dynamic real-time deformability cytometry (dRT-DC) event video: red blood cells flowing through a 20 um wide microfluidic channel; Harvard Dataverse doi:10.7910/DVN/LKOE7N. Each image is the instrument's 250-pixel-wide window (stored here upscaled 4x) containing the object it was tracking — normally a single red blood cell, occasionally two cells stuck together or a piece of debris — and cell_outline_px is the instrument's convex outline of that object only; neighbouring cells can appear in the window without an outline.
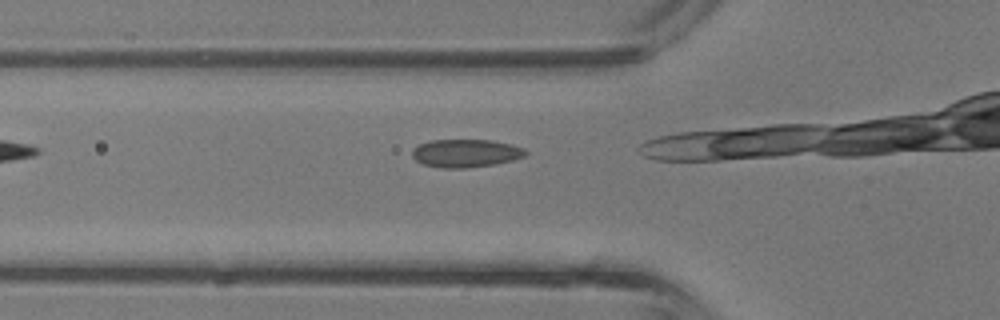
{"species": "common noctule bat (a hibernating species)", "species_latin": "Nyctalus noctula", "temperature_condition": "room temperature", "stored_images_in_passage": 5, "camera_frame_rate_fps": 3000, "um_per_image_px": 0.085, "animal": {"sex": "male", "body_mass_g": 13.3}, "frame": {"image": 1, "passage_image": 2, "time_ms": 0.333, "image_size_px": [1000, 320], "cell_outline_px": [[528, 152], [524, 156], [512, 160], [492, 164], [468, 168], [440, 168], [424, 164], [416, 160], [412, 156], [412, 148], [420, 144], [432, 140], [488, 140], [508, 144], [524, 148]], "centroid_in_image_um": [39.55, 13.03], "position_along_channel_um": 86.2, "area_um2": 18.32}}